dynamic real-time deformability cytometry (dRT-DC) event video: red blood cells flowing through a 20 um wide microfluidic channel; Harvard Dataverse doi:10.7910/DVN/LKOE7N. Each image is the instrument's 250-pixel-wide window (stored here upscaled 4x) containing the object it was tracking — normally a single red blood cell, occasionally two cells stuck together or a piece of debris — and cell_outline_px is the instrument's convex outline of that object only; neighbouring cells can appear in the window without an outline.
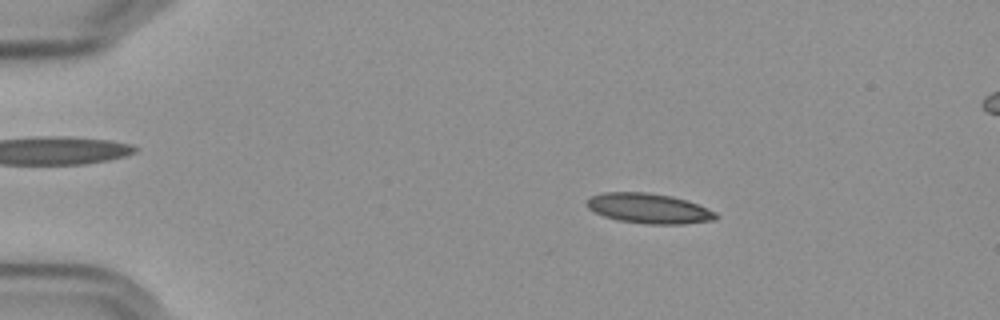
{"species": "Egyptian fruit bat (a non-hibernating species)", "species_latin": "Rousettus aegyptiacus", "temperature_condition": "cold", "stored_images_in_passage": 51, "camera_frame_rate_fps": 3000, "um_per_image_px": 0.085, "frame": {"image": 1, "passage_image": 5, "time_ms": 1.333, "image_size_px": [1000, 320], "cell_outline_px": [[720, 216], [716, 220], [684, 224], [648, 224], [620, 220], [604, 216], [588, 208], [584, 204], [592, 196], [604, 192], [648, 192], [672, 196], [696, 204], [716, 212]], "centroid_in_image_um": [55.17, 17.72], "position_along_channel_um": 29.8, "area_um2": 22.48}}
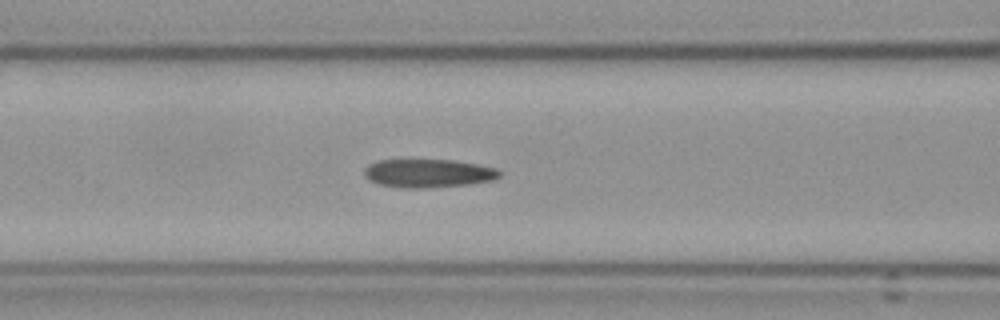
{"frame": {"image": 2, "passage_image": 19, "time_ms": 6.0, "image_size_px": [1000, 320], "cell_outline_px": [[500, 176], [492, 180], [468, 184], [428, 188], [400, 188], [380, 184], [368, 180], [364, 176], [364, 168], [368, 164], [380, 160], [452, 160], [476, 164], [496, 168], [500, 172]], "centroid_in_image_um": [36.35, 14.73], "position_along_channel_um": 130.2, "area_um2": 22.37}}
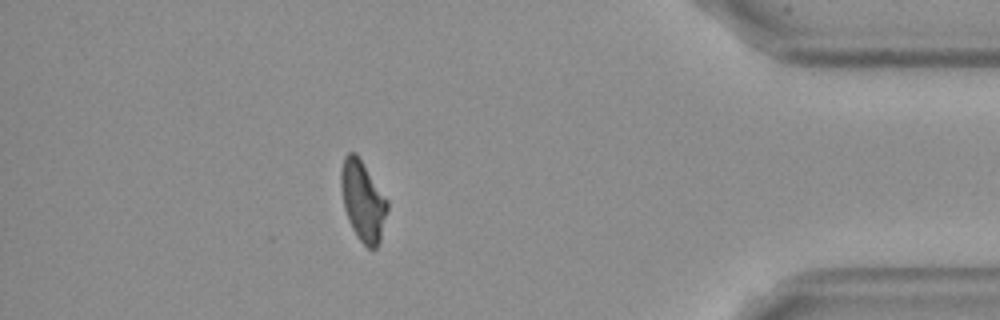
{"frame": {"image": 3, "passage_image": 45, "time_ms": 14.667, "image_size_px": [1000, 320], "cell_outline_px": [[388, 208], [380, 240], [376, 248], [368, 248], [360, 240], [352, 228], [348, 220], [344, 208], [340, 184], [340, 172], [344, 156], [348, 152], [356, 152], [388, 200]], "centroid_in_image_um": [30.83, 17.04], "position_along_channel_um": 404.4, "area_um2": 21.62}, "authors_computed_cell_mechanics": {"area_um2": 21.9062, "velocity_mm_per_s": 3.6013, "shape_relaxation_time_tau1_ms": null, "shape_relaxation_time_tau2_ms": 3.5393, "deformation_change_tau1": null, "deformation_change_tau2": 0.1288}}